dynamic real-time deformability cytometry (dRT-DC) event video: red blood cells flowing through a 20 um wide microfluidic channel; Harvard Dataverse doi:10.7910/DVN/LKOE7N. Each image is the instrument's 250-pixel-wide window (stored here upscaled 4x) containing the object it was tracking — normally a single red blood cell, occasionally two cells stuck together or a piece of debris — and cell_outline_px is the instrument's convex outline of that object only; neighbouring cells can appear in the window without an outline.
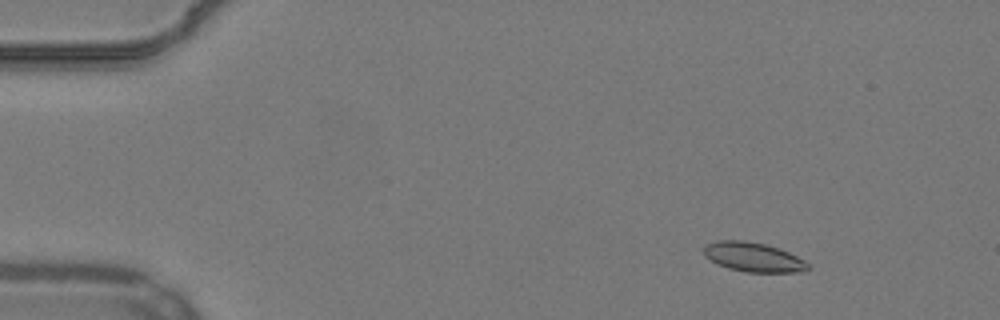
{"species": "common noctule bat (a hibernating species)", "species_latin": "Nyctalus noctula", "temperature_condition": "warm", "stored_images_in_passage": 55, "camera_frame_rate_fps": 3000, "um_per_image_px": 0.085, "animal": {"sex": "male", "body_mass_g": 19.2, "forearm_length_mm": 51.8}, "frame": {"image": 1, "passage_image": 7, "time_ms": 2.0, "image_size_px": [1000, 320], "cell_outline_px": [[812, 268], [800, 272], [748, 272], [728, 268], [716, 264], [704, 256], [704, 244], [716, 240], [744, 240], [764, 244], [780, 248], [812, 264]], "centroid_in_image_um": [64.03, 21.85], "position_along_channel_um": 21.0, "area_um2": 18.09}}
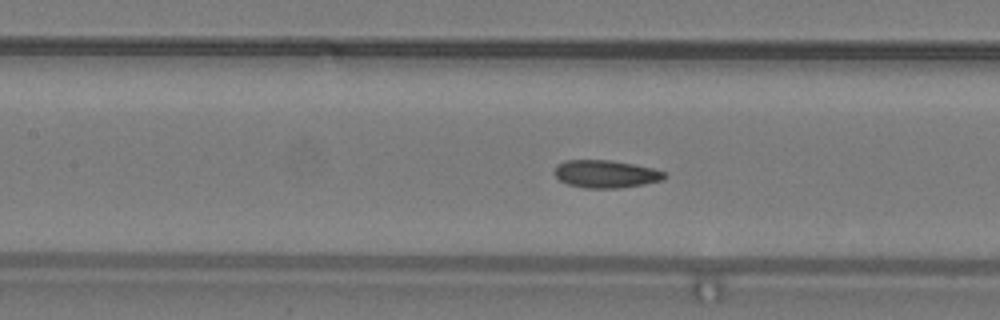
{"frame": {"image": 2, "passage_image": 25, "time_ms": 8.0, "image_size_px": [1000, 320], "cell_outline_px": [[668, 176], [664, 180], [644, 184], [620, 188], [584, 188], [568, 184], [560, 180], [552, 172], [556, 164], [564, 160], [612, 160], [652, 168], [664, 172]], "centroid_in_image_um": [51.47, 14.78], "position_along_channel_um": 155.9, "area_um2": 17.92}}
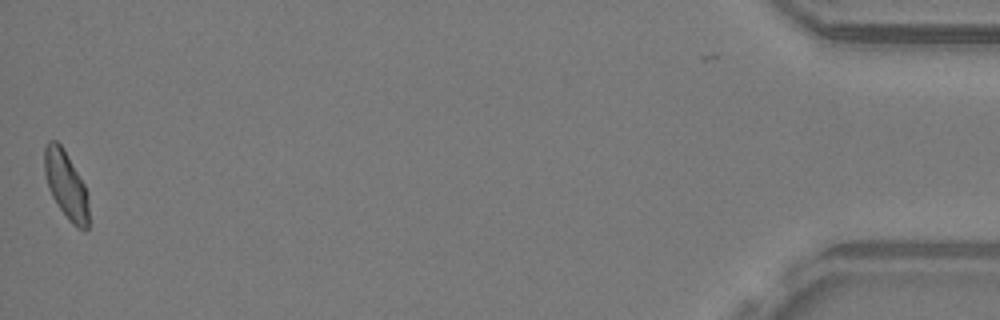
{"frame": {"image": 3, "passage_image": 54, "time_ms": 17.667, "image_size_px": [1000, 320], "cell_outline_px": [[88, 228], [84, 232], [76, 228], [68, 220], [52, 196], [48, 188], [44, 172], [44, 148], [48, 140], [56, 140], [64, 148], [84, 184], [88, 192]], "centroid_in_image_um": [5.61, 15.73], "position_along_channel_um": 429.6, "area_um2": 17.69}, "authors_computed_cell_mechanics": {"area_um2": 17.7446, "velocity_mm_per_s": 3.8298, "shape_relaxation_time_tau1_ms": 6.6588, "shape_relaxation_time_tau2_ms": 1.8772, "deformation_change_tau1": 0.1437, "deformation_change_tau2": 0.0779}}